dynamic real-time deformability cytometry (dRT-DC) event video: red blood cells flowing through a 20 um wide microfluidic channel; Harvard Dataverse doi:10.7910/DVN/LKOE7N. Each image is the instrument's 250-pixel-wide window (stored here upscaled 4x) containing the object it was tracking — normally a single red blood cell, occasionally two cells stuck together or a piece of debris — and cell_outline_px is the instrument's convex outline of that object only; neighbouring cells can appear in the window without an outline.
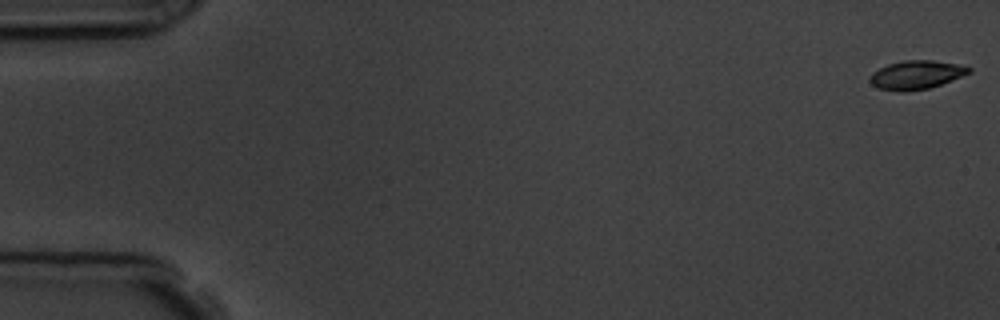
{"species": "common noctule bat (a hibernating species)", "species_latin": "Nyctalus noctula", "temperature_condition": "room temperature", "stored_images_in_passage": 8, "camera_frame_rate_fps": 3000, "um_per_image_px": 0.085, "animal": {"sex": "male", "body_mass_g": 19.5, "forearm_length_mm": 54.6}, "frame": {"image": 1, "passage_image": 1, "time_ms": 0.0, "image_size_px": [1000, 320], "cell_outline_px": [[972, 72], [940, 84], [928, 88], [904, 92], [900, 92], [880, 88], [872, 84], [868, 80], [868, 76], [872, 72], [888, 64], [904, 60], [932, 60], [956, 64], [972, 68]], "centroid_in_image_um": [77.85, 6.36], "position_along_channel_um": 7.2, "area_um2": 16.42}}
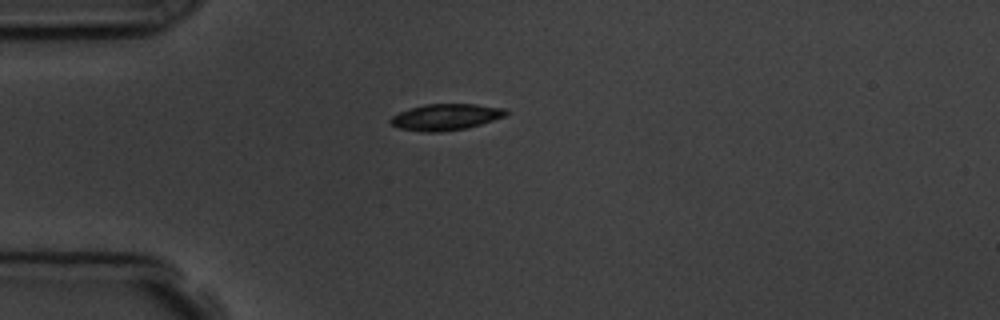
{"frame": {"image": 2, "passage_image": 5, "time_ms": 4.667, "image_size_px": [1000, 320], "cell_outline_px": [[508, 112], [504, 116], [468, 128], [440, 132], [420, 132], [400, 128], [392, 124], [388, 120], [392, 116], [400, 112], [424, 104], [476, 104], [508, 108]], "centroid_in_image_um": [37.9, 9.94], "position_along_channel_um": 47.1, "area_um2": 17.69}}